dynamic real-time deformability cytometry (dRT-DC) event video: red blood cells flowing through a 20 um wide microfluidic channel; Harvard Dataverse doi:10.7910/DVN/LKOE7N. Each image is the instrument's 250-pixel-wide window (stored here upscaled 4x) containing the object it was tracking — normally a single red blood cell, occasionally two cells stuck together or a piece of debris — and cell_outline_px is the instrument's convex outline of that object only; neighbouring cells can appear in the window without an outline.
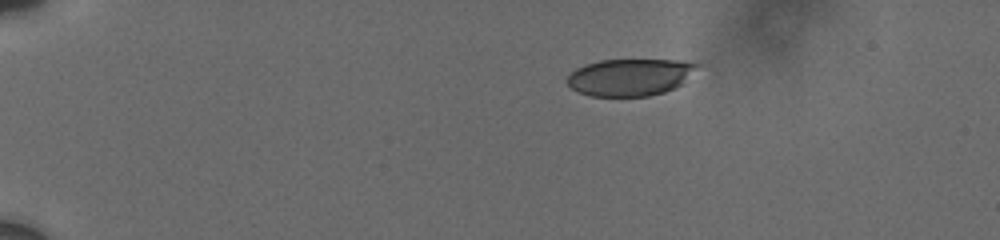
{"species": "human", "species_latin": "Homo sapiens", "temperature_condition": "cold", "stored_images_in_passage": 5, "camera_frame_rate_fps": 3000, "um_per_image_px": 0.085, "donor": {"sex": "male"}, "frame": {"image": 1, "passage_image": 1, "time_ms": 0.0, "image_size_px": [1000, 240], "cell_outline_px": [[700, 64], [676, 88], [664, 92], [648, 96], [588, 96], [576, 92], [568, 84], [568, 76], [576, 68], [584, 64], [600, 60], [676, 60]], "centroid_in_image_um": [53.49, 6.56], "position_along_channel_um": 31.5, "area_um2": 27.86}}
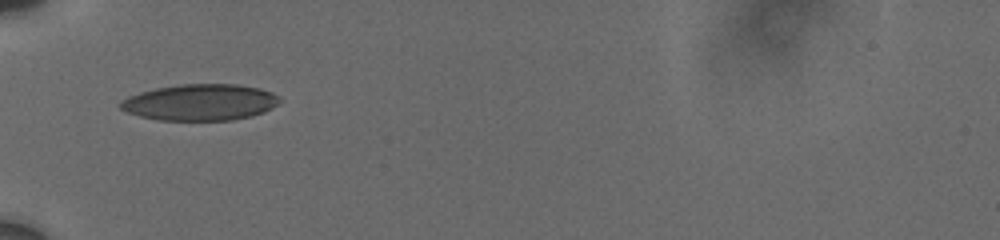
{"frame": {"image": 2, "passage_image": 4, "time_ms": 3.333, "image_size_px": [1000, 240], "cell_outline_px": [[280, 100], [272, 108], [264, 112], [252, 116], [232, 120], [156, 120], [140, 116], [128, 112], [120, 108], [120, 100], [128, 96], [140, 92], [156, 88], [180, 84], [236, 84], [260, 88], [272, 92]], "centroid_in_image_um": [17.0, 8.69], "position_along_channel_um": 68.0, "area_um2": 33.7}}